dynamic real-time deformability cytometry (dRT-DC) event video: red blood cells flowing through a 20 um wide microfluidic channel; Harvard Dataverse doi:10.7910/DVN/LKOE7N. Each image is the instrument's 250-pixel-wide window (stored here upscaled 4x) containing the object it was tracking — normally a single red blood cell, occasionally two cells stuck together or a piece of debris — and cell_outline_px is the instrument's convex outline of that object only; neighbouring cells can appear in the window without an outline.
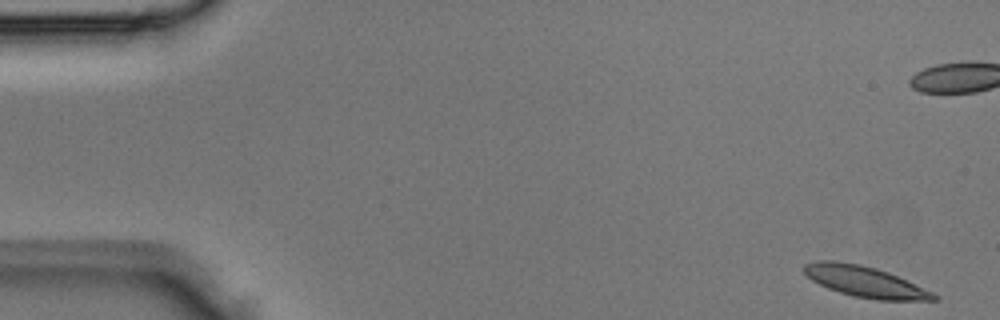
{"species": "Egyptian fruit bat (a non-hibernating species)", "species_latin": "Rousettus aegyptiacus", "temperature_condition": "room temperature", "stored_images_in_passage": 5, "camera_frame_rate_fps": 3000, "um_per_image_px": 0.085, "animal": {"sex": "male"}, "frame": {"image": 1, "passage_image": 1, "time_ms": 0.0, "image_size_px": [1000, 320], "cell_outline_px": [[940, 296], [936, 300], [876, 300], [856, 296], [840, 292], [828, 288], [812, 280], [804, 272], [804, 264], [820, 260], [836, 260], [860, 264], [876, 268], [888, 272], [932, 292]], "centroid_in_image_um": [73.51, 23.93], "position_along_channel_um": 11.5, "area_um2": 23.06}}